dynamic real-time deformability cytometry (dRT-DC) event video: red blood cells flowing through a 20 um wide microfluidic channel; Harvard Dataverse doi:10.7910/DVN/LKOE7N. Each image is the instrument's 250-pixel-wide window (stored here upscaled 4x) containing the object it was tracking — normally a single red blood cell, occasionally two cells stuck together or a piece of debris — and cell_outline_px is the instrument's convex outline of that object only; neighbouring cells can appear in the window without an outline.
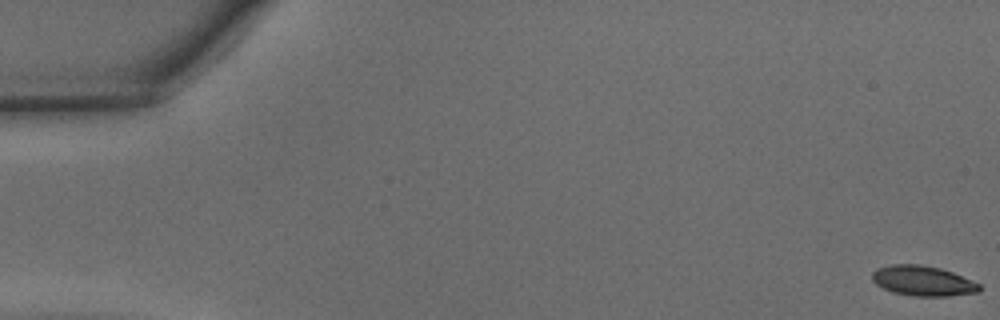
{"species": "common noctule bat (a hibernating species)", "species_latin": "Nyctalus noctula", "temperature_condition": "warm", "stored_images_in_passage": 40, "camera_frame_rate_fps": 3000, "um_per_image_px": 0.085, "animal": {"sex": "male", "body_mass_g": 15.6}, "frame": {"image": 1, "passage_image": 1, "time_ms": 0.0, "image_size_px": [1000, 320], "cell_outline_px": [[980, 292], [948, 296], [916, 296], [892, 292], [876, 284], [872, 280], [872, 272], [876, 268], [892, 264], [920, 264], [940, 268], [952, 272], [972, 280], [980, 284]], "centroid_in_image_um": [78.44, 23.87], "position_along_channel_um": 6.6, "area_um2": 18.84}}
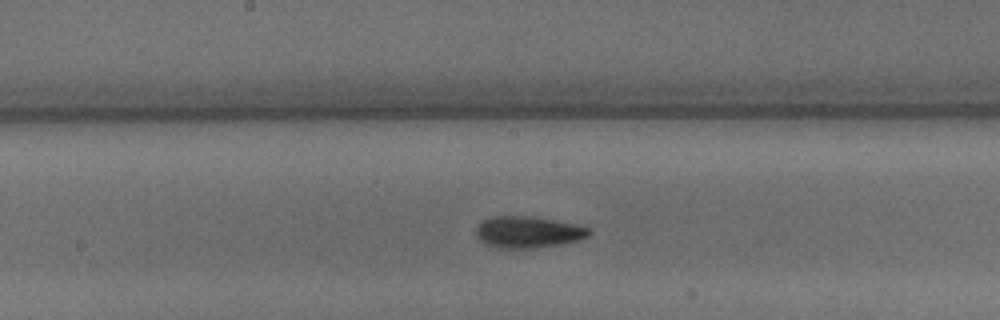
{"frame": {"image": 2, "passage_image": 25, "time_ms": 8.0, "image_size_px": [1000, 320], "cell_outline_px": [[592, 232], [588, 236], [580, 240], [560, 244], [532, 248], [496, 248], [484, 244], [476, 236], [476, 228], [484, 220], [492, 216], [524, 216], [552, 220], [572, 224], [588, 228]], "centroid_in_image_um": [44.84, 19.74], "position_along_channel_um": 203.4, "area_um2": 20.52}}
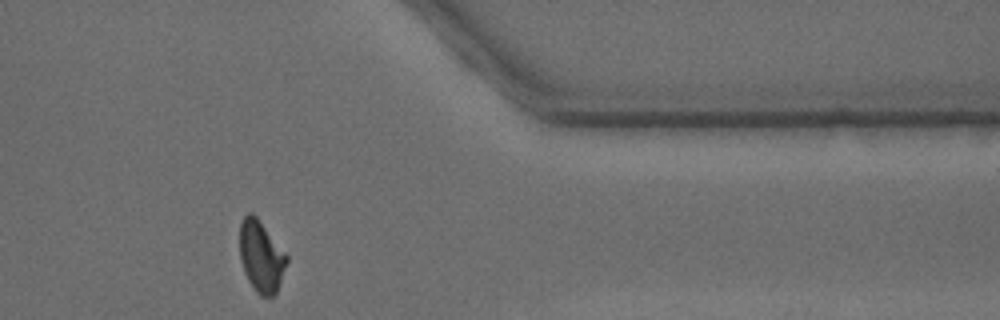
{"frame": {"image": 3, "passage_image": 39, "time_ms": 12.667, "image_size_px": [1000, 320], "cell_outline_px": [[288, 260], [276, 292], [272, 296], [260, 296], [256, 292], [248, 280], [244, 272], [240, 256], [240, 224], [244, 216], [248, 212], [252, 212], [256, 216], [288, 256]], "centroid_in_image_um": [22.18, 21.79], "position_along_channel_um": 389.2, "area_um2": 19.31}, "authors_computed_cell_mechanics": {"area_um2": 19.6231, "velocity_mm_per_s": 4.367, "shape_relaxation_time_tau1_ms": 5.4293, "shape_relaxation_time_tau2_ms": 2.153, "deformation_change_tau1": 0.1798, "deformation_change_tau2": 0.0807}}